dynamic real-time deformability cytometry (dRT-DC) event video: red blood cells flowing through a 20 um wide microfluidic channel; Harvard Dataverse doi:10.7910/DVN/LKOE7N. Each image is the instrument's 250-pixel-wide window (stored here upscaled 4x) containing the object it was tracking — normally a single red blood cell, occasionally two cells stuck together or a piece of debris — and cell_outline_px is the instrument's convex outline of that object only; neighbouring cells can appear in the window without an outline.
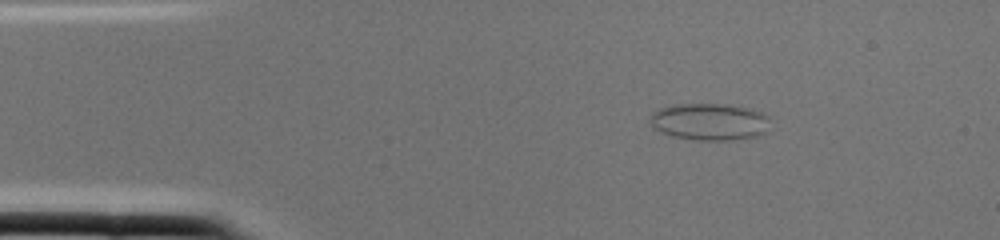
{"species": "common noctule bat (a hibernating species)", "species_latin": "Nyctalus noctula", "temperature_condition": "cold", "stored_images_in_passage": 1, "camera_frame_rate_fps": 3000, "um_per_image_px": 0.085, "animal": {"sex": "female", "body_mass_g": 22.0, "forearm_length_mm": 56.7}, "frame": {"image": 1, "passage_image": 1, "time_ms": 0.0, "image_size_px": [1000, 240], "cell_outline_px": [[768, 116], [764, 136], [732, 140], [692, 140], [672, 136], [660, 132], [652, 128], [648, 120], [652, 112], [660, 108], [672, 104], [724, 104], [748, 108], [760, 112]], "centroid_in_image_um": [60.25, 10.36], "position_along_channel_um": 24.8, "area_um2": 26.18}}